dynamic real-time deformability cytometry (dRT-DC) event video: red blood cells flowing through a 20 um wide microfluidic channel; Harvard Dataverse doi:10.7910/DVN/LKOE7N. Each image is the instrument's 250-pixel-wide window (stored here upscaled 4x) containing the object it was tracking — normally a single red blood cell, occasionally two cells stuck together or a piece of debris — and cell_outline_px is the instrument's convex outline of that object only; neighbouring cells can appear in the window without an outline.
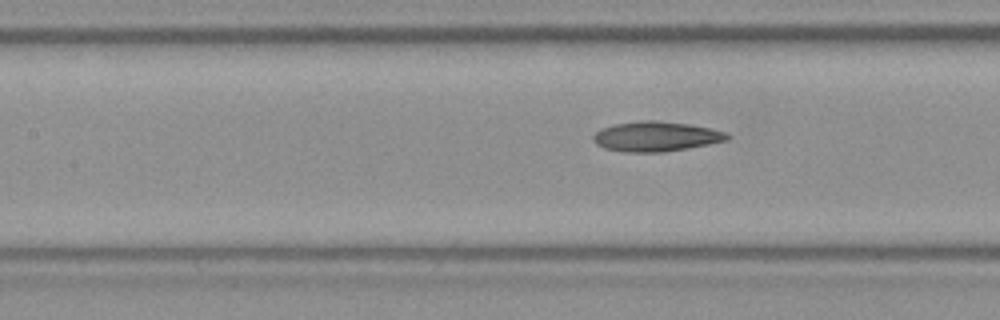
{"species": "Egyptian fruit bat (a non-hibernating species)", "species_latin": "Rousettus aegyptiacus", "temperature_condition": "room temperature", "stored_images_in_passage": 7, "segment_of_instrument_passage": [2, 2], "camera_frame_rate_fps": 3000, "um_per_image_px": 0.085, "frame": {"image": 1, "passage_image": 7, "time_ms": 2.0, "image_size_px": [1000, 320], "cell_outline_px": [[732, 136], [728, 140], [708, 144], [664, 152], [624, 152], [604, 148], [596, 144], [592, 140], [592, 136], [600, 128], [616, 124], [644, 120], [656, 120], [688, 124], [708, 128], [724, 132]], "centroid_in_image_um": [55.72, 11.6], "position_along_channel_um": 151.7, "area_um2": 23.24}}